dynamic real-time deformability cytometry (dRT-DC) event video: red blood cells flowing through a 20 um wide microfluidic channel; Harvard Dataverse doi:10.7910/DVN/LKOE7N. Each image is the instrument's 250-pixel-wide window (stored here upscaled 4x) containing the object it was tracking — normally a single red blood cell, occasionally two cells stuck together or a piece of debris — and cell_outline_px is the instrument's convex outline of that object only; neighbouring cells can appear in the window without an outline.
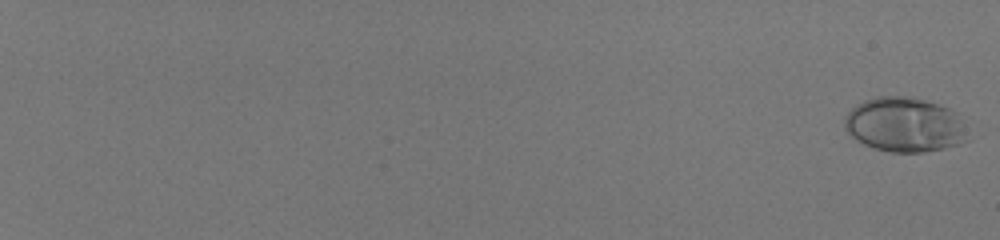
{"species": "human", "species_latin": "Homo sapiens", "temperature_condition": "room temperature", "stored_images_in_passage": 57, "camera_frame_rate_fps": 3000, "um_per_image_px": 0.085, "donor": {"sex": "male"}, "frame": {"image": 1, "passage_image": 1, "time_ms": 0.0, "image_size_px": [1000, 240], "cell_outline_px": [[968, 140], [960, 144], [944, 148], [924, 152], [892, 152], [872, 148], [856, 140], [844, 128], [844, 116], [856, 104], [864, 100], [876, 96], [908, 96], [940, 104], [952, 108], [960, 112]], "centroid_in_image_um": [76.91, 10.59], "position_along_channel_um": 8.1, "area_um2": 39.77}}
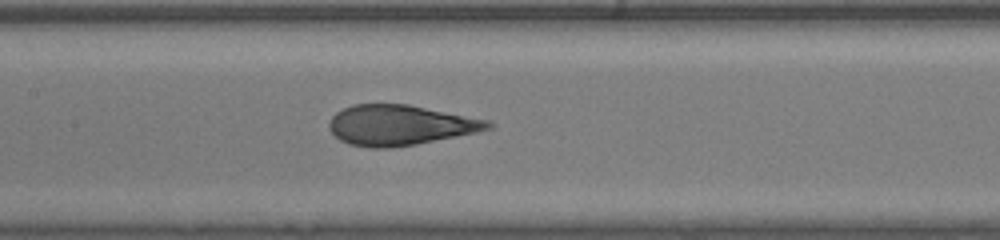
{"frame": {"image": 2, "passage_image": 35, "time_ms": 11.333, "image_size_px": [1000, 240], "cell_outline_px": [[492, 128], [476, 132], [416, 144], [388, 148], [372, 148], [348, 144], [340, 140], [328, 128], [328, 124], [332, 116], [336, 112], [352, 104], [408, 104], [492, 120]], "centroid_in_image_um": [34.0, 10.63], "position_along_channel_um": 173.4, "area_um2": 37.34}}
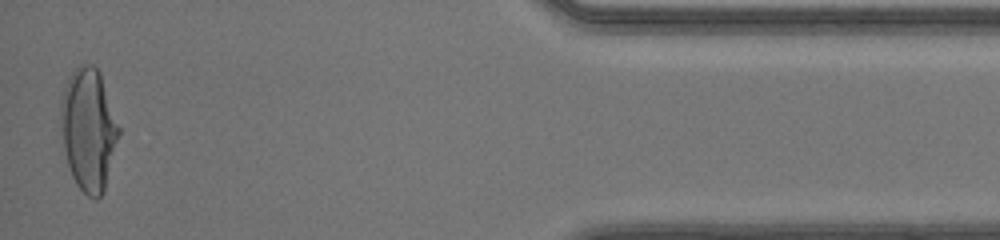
{"frame": {"image": 3, "passage_image": 57, "time_ms": 18.667, "image_size_px": [1000, 240], "cell_outline_px": [[120, 132], [104, 192], [96, 200], [88, 196], [76, 184], [72, 176], [68, 164], [64, 148], [60, 112], [60, 100], [64, 88], [72, 72], [80, 64], [92, 64], [100, 72], [120, 128]], "centroid_in_image_um": [7.53, 11.0], "position_along_channel_um": 427.7, "area_um2": 41.15}, "authors_computed_cell_mechanics": {"area_um2": 37.7434, "velocity_mm_per_s": 4.1302, "shape_relaxation_time_tau1_ms": 8.0087, "shape_relaxation_time_tau2_ms": null, "deformation_change_tau1": 0.3125, "deformation_change_tau2": null}}